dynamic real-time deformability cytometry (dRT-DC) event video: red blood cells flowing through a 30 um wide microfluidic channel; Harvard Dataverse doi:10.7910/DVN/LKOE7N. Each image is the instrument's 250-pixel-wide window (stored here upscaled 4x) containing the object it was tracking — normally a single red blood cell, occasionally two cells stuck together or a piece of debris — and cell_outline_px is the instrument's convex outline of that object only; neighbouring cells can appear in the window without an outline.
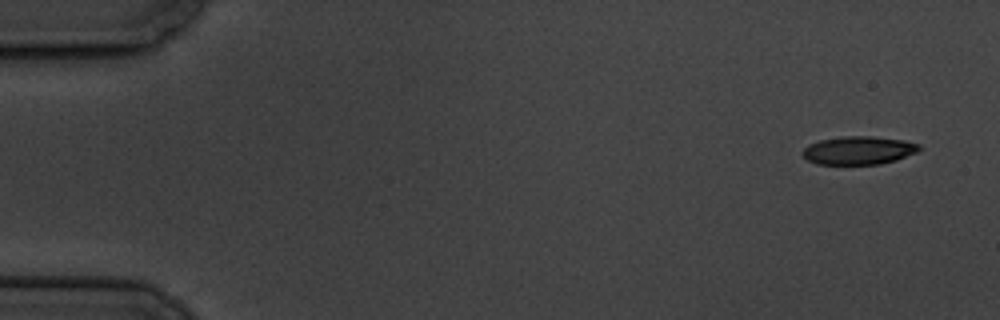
{"species": "common noctule bat (a hibernating species)", "species_latin": "Nyctalus noctula", "temperature_condition": "cold", "stored_images_in_passage": 6, "segment_of_instrument_passage": [2, 2], "camera_frame_rate_fps": 3000, "um_per_image_px": 0.085, "animal": {"sex": "male", "body_mass_g": 19.5, "forearm_length_mm": 54.6}, "frame": {"image": 1, "passage_image": 6, "time_ms": 6.667, "image_size_px": [1000, 320], "cell_outline_px": [[920, 148], [916, 152], [896, 160], [880, 164], [816, 164], [808, 160], [800, 152], [808, 144], [820, 140], [840, 136], [872, 136], [904, 140], [920, 144]], "centroid_in_image_um": [72.96, 12.77], "position_along_channel_um": 12.0, "area_um2": 19.25}}